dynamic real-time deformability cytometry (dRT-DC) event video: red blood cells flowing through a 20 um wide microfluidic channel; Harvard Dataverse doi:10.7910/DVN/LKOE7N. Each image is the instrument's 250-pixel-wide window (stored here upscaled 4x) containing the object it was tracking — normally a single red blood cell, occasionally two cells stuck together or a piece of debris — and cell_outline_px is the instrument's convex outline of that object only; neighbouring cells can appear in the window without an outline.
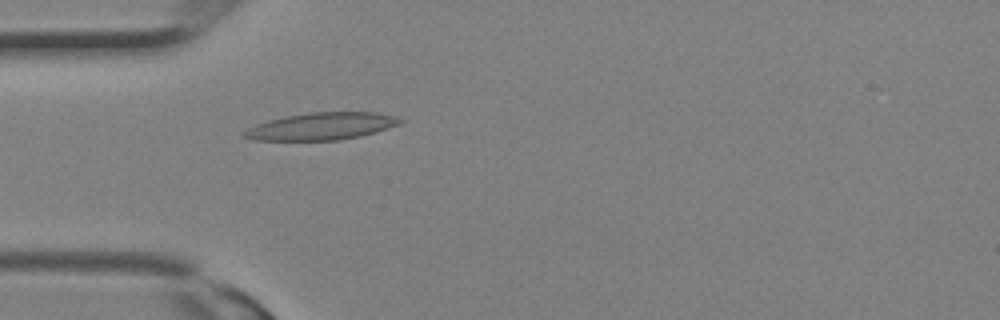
{"species": "Egyptian fruit bat (a non-hibernating species)", "species_latin": "Rousettus aegyptiacus", "temperature_condition": "room temperature", "stored_images_in_passage": 3, "camera_frame_rate_fps": 3000, "um_per_image_px": 0.085, "animal": {"sex": "female"}, "frame": {"image": 1, "passage_image": 1, "time_ms": 0.0, "image_size_px": [1000, 320], "cell_outline_px": [[404, 120], [400, 124], [376, 132], [360, 136], [336, 140], [256, 140], [244, 136], [240, 132], [256, 124], [268, 120], [284, 116], [308, 112], [376, 112], [392, 116]], "centroid_in_image_um": [27.3, 10.72], "position_along_channel_um": 57.7, "area_um2": 24.68}}
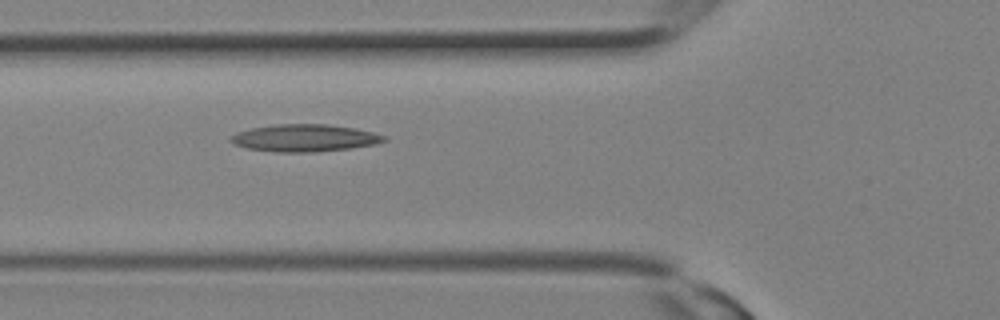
{"frame": {"image": 2, "passage_image": 3, "time_ms": 0.667, "image_size_px": [1000, 320], "cell_outline_px": [[388, 140], [376, 144], [352, 148], [312, 152], [276, 152], [248, 148], [236, 144], [228, 140], [228, 136], [236, 132], [252, 128], [276, 124], [328, 124], [352, 128], [372, 132], [388, 136]], "centroid_in_image_um": [25.9, 11.73], "position_along_channel_um": 99.9, "area_um2": 24.39}}